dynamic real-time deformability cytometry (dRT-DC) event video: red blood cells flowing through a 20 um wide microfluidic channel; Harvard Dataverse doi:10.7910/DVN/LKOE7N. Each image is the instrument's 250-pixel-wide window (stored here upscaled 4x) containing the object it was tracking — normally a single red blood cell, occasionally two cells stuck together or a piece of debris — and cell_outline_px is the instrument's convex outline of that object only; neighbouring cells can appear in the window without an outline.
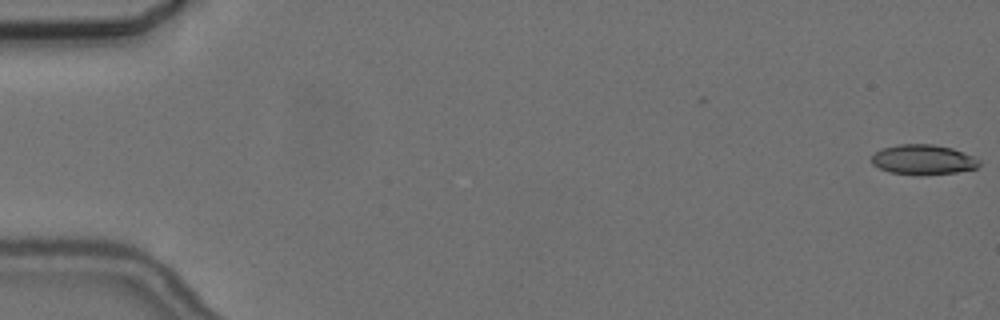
{"species": "common noctule bat (a hibernating species)", "species_latin": "Nyctalus noctula", "temperature_condition": "cold", "stored_images_in_passage": 6, "camera_frame_rate_fps": 3000, "um_per_image_px": 0.085, "animal": {"sex": "female", "body_mass_g": 24.6, "forearm_length_mm": 56.2}, "frame": {"image": 1, "passage_image": 1, "time_ms": 0.0, "image_size_px": [1000, 320], "cell_outline_px": [[980, 164], [976, 168], [956, 172], [888, 172], [872, 164], [872, 156], [876, 152], [884, 148], [900, 144], [932, 144], [952, 148], [972, 156], [980, 160]], "centroid_in_image_um": [78.48, 13.52], "position_along_channel_um": 6.5, "area_um2": 17.8}}